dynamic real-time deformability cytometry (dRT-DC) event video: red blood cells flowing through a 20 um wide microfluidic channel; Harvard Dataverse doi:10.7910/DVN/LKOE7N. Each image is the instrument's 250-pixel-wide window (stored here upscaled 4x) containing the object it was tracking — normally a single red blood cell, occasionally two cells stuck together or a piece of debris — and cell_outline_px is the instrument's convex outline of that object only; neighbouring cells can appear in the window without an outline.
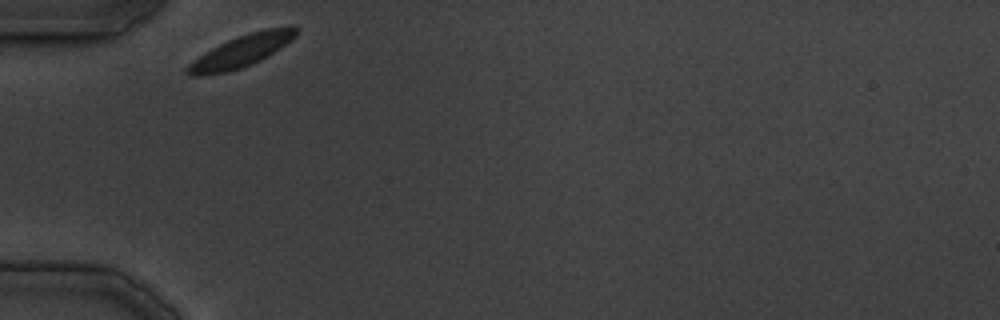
{"species": "common noctule bat (a hibernating species)", "species_latin": "Nyctalus noctula", "temperature_condition": "cold", "stored_images_in_passage": 23, "camera_frame_rate_fps": 3000, "um_per_image_px": 0.085, "animal": {"sex": "male", "body_mass_g": 19.5, "forearm_length_mm": 54.6}, "frame": {"image": 1, "passage_image": 1, "time_ms": 0.0, "image_size_px": [1000, 320], "cell_outline_px": [[296, 36], [292, 40], [280, 48], [260, 60], [240, 68], [228, 72], [200, 76], [192, 76], [184, 72], [184, 68], [192, 60], [204, 52], [228, 40], [248, 32], [264, 28], [288, 24], [292, 24], [296, 28]], "centroid_in_image_um": [20.51, 4.32], "position_along_channel_um": 64.5, "area_um2": 20.52}}
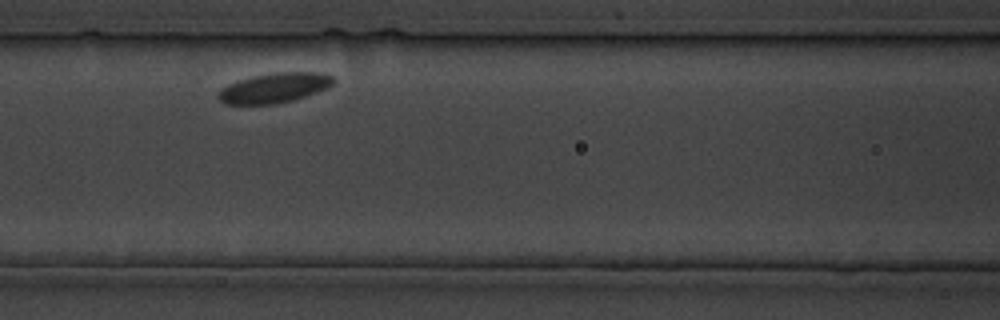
{"frame": {"image": 2, "passage_image": 7, "time_ms": 6.667, "image_size_px": [1000, 320], "cell_outline_px": [[336, 80], [332, 84], [316, 92], [292, 100], [276, 104], [224, 104], [216, 96], [228, 84], [252, 76], [276, 72], [324, 72], [332, 76]], "centroid_in_image_um": [23.33, 7.46], "position_along_channel_um": 143.3, "area_um2": 19.83}}